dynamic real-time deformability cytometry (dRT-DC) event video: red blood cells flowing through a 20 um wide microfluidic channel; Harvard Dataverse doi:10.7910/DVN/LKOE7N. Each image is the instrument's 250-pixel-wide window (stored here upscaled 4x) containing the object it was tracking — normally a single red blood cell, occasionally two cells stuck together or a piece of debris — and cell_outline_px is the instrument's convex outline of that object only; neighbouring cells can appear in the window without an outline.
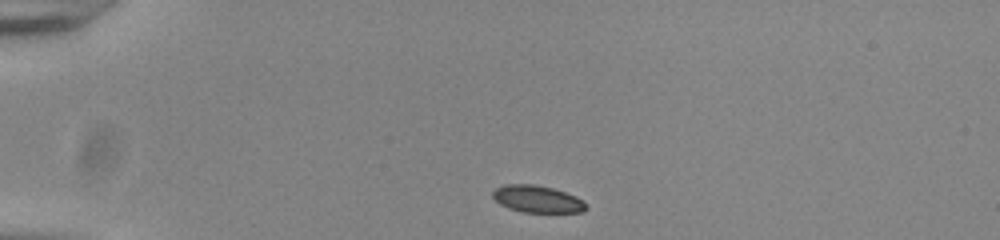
{"species": "common noctule bat (a hibernating species)", "species_latin": "Nyctalus noctula", "temperature_condition": "room temperature", "stored_images_in_passage": 42, "camera_frame_rate_fps": 3000, "um_per_image_px": 0.085, "animal": {"sex": "male", "body_mass_g": 20.0, "forearm_length_mm": 53.3}, "frame": {"image": 1, "passage_image": 1, "time_ms": 0.0, "image_size_px": [1000, 240], "cell_outline_px": [[588, 208], [584, 212], [520, 212], [508, 208], [500, 204], [492, 196], [492, 192], [496, 188], [504, 184], [536, 184], [552, 188], [576, 196], [584, 200]], "centroid_in_image_um": [45.68, 16.92], "position_along_channel_um": 39.3, "area_um2": 14.85}}
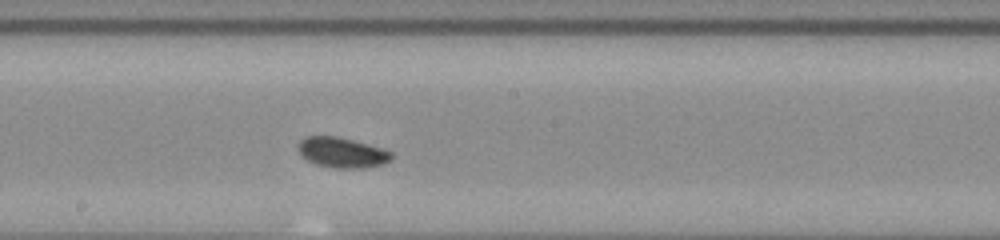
{"frame": {"image": 2, "passage_image": 19, "time_ms": 6.0, "image_size_px": [1000, 240], "cell_outline_px": [[392, 160], [384, 164], [364, 168], [336, 168], [316, 164], [308, 160], [296, 148], [300, 140], [304, 136], [336, 136], [352, 140], [380, 148], [392, 152]], "centroid_in_image_um": [29.06, 12.97], "position_along_channel_um": 219.1, "area_um2": 16.36}}
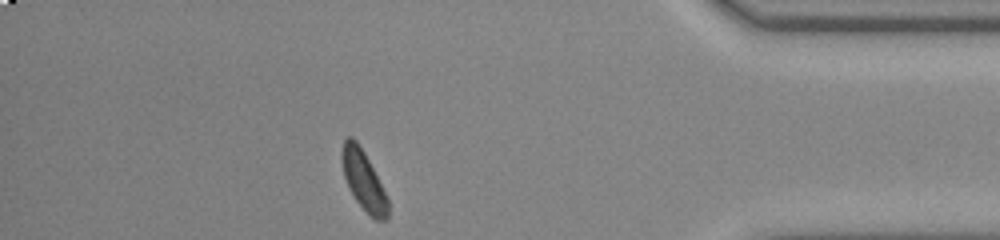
{"frame": {"image": 3, "passage_image": 36, "time_ms": 11.667, "image_size_px": [1000, 240], "cell_outline_px": [[388, 220], [376, 220], [368, 216], [356, 200], [348, 188], [344, 176], [340, 156], [340, 152], [344, 140], [348, 136], [352, 136], [356, 140], [364, 152], [388, 200]], "centroid_in_image_um": [30.86, 15.34], "position_along_channel_um": 404.3, "area_um2": 15.9}, "authors_computed_cell_mechanics": {"area_um2": 16.2129, "velocity_mm_per_s": 3.8439, "shape_relaxation_time_tau1_ms": 7.6835, "shape_relaxation_time_tau2_ms": null, "deformation_change_tau1": 0.1455, "deformation_change_tau2": null}}